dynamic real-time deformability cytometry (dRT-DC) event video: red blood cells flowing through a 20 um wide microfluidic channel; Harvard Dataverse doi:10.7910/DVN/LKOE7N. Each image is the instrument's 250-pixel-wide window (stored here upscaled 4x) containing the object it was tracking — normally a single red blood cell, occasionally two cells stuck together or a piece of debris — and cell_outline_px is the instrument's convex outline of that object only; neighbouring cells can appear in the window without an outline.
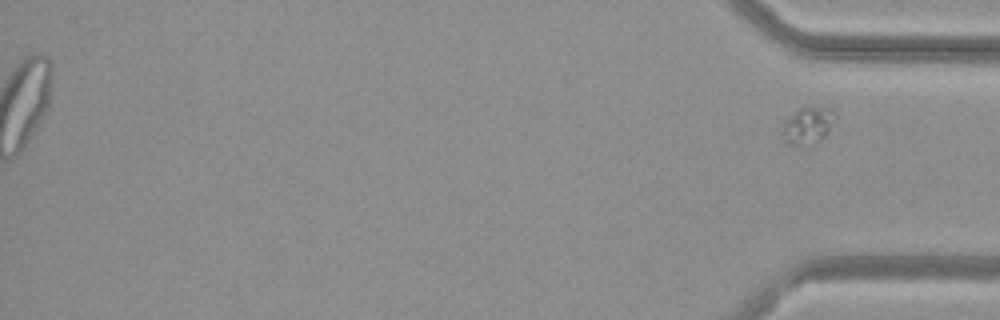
{"species": "common noctule bat (a hibernating species)", "species_latin": "Nyctalus noctula", "temperature_condition": "warm", "stored_images_in_passage": 53, "segment_of_instrument_passage": [2, 2], "camera_frame_rate_fps": 3000, "um_per_image_px": 0.085, "animal": {"sex": "female", "body_mass_g": 29.2, "forearm_length_mm": 56.3}, "frame": {"image": 1, "passage_image": 53, "time_ms": 17.333, "image_size_px": [1000, 320], "cell_outline_px": [[836, 116], [828, 132], [824, 136], [808, 148], [800, 148], [784, 144], [780, 140], [780, 128], [784, 120], [792, 112], [800, 108], [832, 108], [836, 112]], "centroid_in_image_um": [68.55, 10.75], "position_along_channel_um": 366.6, "area_um2": 12.2}}